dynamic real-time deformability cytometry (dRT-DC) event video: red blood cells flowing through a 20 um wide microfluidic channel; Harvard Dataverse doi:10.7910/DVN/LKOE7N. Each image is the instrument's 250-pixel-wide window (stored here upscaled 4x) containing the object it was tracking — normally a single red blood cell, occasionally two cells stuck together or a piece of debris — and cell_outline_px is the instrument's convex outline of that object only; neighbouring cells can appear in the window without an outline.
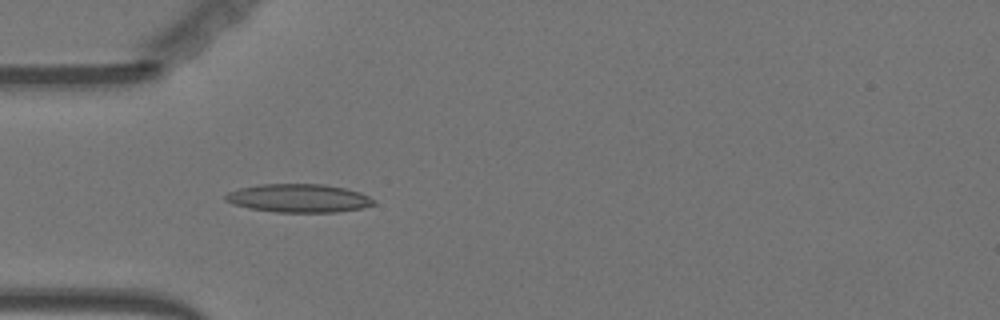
{"species": "Egyptian fruit bat (a non-hibernating species)", "species_latin": "Rousettus aegyptiacus", "temperature_condition": "warm", "stored_images_in_passage": 56, "camera_frame_rate_fps": 3000, "um_per_image_px": 0.085, "animal": {"sex": "female"}, "frame": {"image": 1, "passage_image": 17, "time_ms": 5.333, "image_size_px": [1000, 320], "cell_outline_px": [[376, 204], [360, 208], [336, 212], [276, 212], [252, 208], [232, 204], [224, 200], [224, 196], [228, 192], [240, 188], [260, 184], [324, 184], [344, 188], [360, 192], [376, 200]], "centroid_in_image_um": [25.39, 16.84], "position_along_channel_um": 59.6, "area_um2": 24.45}}
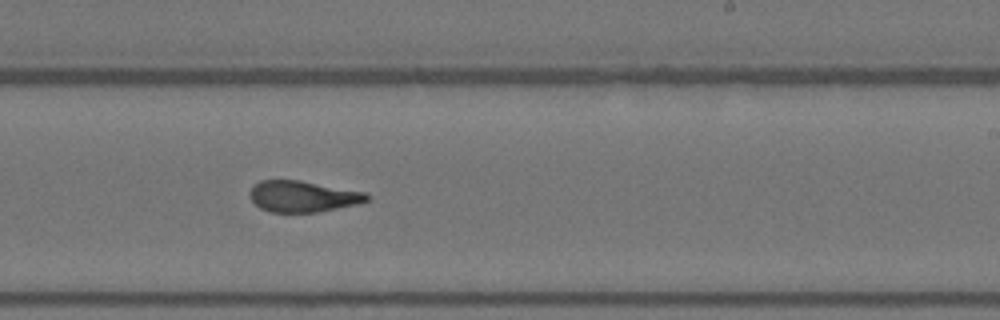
{"frame": {"image": 2, "passage_image": 34, "time_ms": 11.0, "image_size_px": [1000, 320], "cell_outline_px": [[372, 200], [360, 204], [316, 212], [272, 212], [260, 208], [248, 196], [248, 192], [252, 184], [260, 180], [300, 180], [368, 192], [372, 196]], "centroid_in_image_um": [25.79, 16.68], "position_along_channel_um": 263.2, "area_um2": 21.79}}
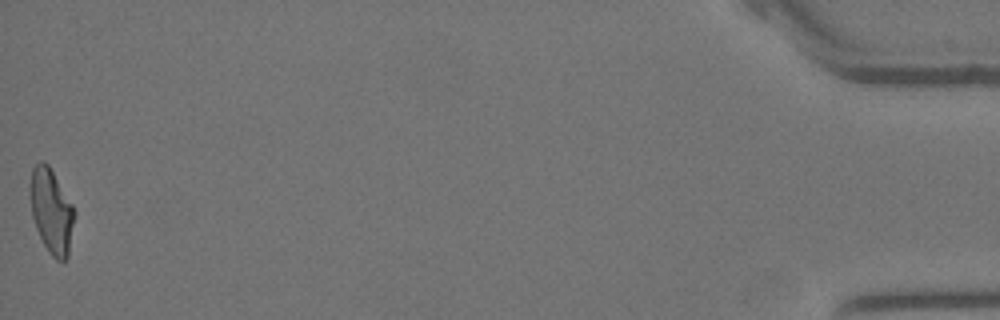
{"frame": {"image": 3, "passage_image": 56, "time_ms": 18.333, "image_size_px": [1000, 320], "cell_outline_px": [[76, 216], [68, 256], [64, 260], [56, 260], [48, 252], [36, 228], [32, 216], [28, 196], [28, 184], [32, 168], [40, 160], [44, 160], [48, 164], [72, 204], [76, 212]], "centroid_in_image_um": [4.35, 17.91], "position_along_channel_um": 430.9, "area_um2": 22.31}, "authors_computed_cell_mechanics": {"area_um2": 22.1374, "velocity_mm_per_s": 3.6325, "shape_relaxation_time_tau1_ms": 9.5193, "shape_relaxation_time_tau2_ms": 1.831, "deformation_change_tau1": 0.2537, "deformation_change_tau2": 0.0985}}